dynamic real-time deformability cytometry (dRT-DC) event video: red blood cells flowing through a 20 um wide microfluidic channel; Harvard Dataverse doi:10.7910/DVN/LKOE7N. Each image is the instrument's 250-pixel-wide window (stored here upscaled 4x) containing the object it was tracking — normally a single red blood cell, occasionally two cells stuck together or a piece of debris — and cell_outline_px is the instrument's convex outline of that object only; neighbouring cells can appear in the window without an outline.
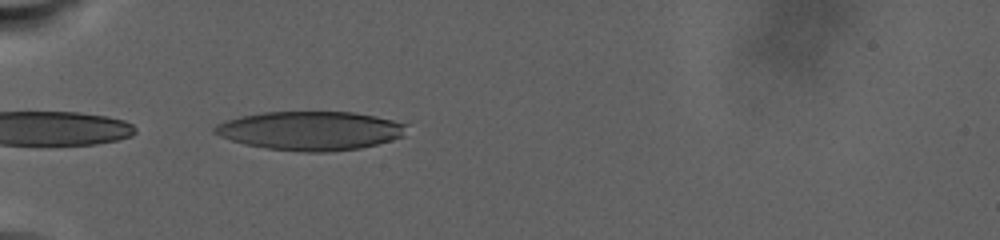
{"species": "human", "species_latin": "Homo sapiens", "temperature_condition": "warm", "stored_images_in_passage": 54, "camera_frame_rate_fps": 3000, "um_per_image_px": 0.085, "donor": {"sex": "male"}, "frame": {"image": 1, "passage_image": 1, "time_ms": 0.0, "image_size_px": [1000, 240], "cell_outline_px": [[408, 124], [404, 136], [392, 140], [360, 148], [332, 152], [304, 152], [264, 148], [244, 144], [220, 136], [212, 132], [212, 128], [216, 124], [240, 116], [264, 112], [352, 112], [376, 116]], "centroid_in_image_um": [26.39, 11.11], "position_along_channel_um": 58.6, "area_um2": 43.64}}
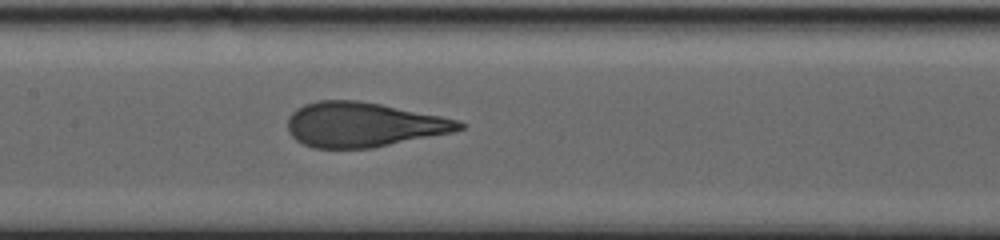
{"frame": {"image": 2, "passage_image": 19, "time_ms": 5.667, "image_size_px": [1000, 240], "cell_outline_px": [[464, 128], [452, 132], [372, 148], [312, 148], [296, 140], [288, 132], [288, 116], [296, 108], [304, 104], [320, 100], [356, 100], [380, 104], [460, 120], [464, 124]], "centroid_in_image_um": [30.85, 10.59], "position_along_channel_um": 176.6, "area_um2": 44.51}}
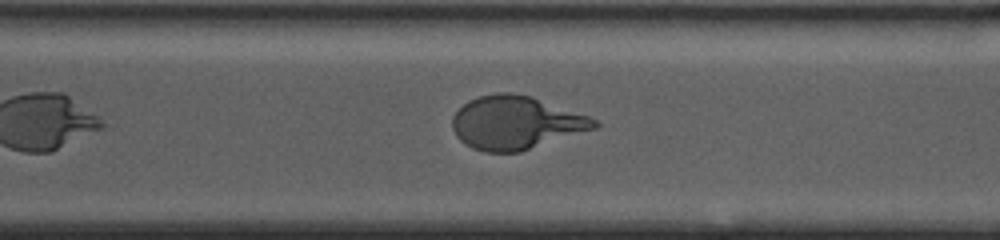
{"frame": {"image": 3, "passage_image": 37, "time_ms": 12.0, "image_size_px": [1000, 240], "cell_outline_px": [[600, 124], [596, 128], [520, 152], [484, 152], [472, 148], [460, 140], [456, 136], [452, 128], [452, 116], [468, 100], [480, 96], [496, 92], [512, 92], [532, 96], [588, 116], [596, 120]], "centroid_in_image_um": [43.82, 10.43], "position_along_channel_um": 326.8, "area_um2": 44.04}, "authors_computed_cell_mechanics": {"area_um2": 44.9106, "velocity_mm_per_s": 2.3851, "shape_relaxation_time_tau1_ms": 8.0469, "shape_relaxation_time_tau2_ms": null, "deformation_change_tau1": 0.2637, "deformation_change_tau2": null}}